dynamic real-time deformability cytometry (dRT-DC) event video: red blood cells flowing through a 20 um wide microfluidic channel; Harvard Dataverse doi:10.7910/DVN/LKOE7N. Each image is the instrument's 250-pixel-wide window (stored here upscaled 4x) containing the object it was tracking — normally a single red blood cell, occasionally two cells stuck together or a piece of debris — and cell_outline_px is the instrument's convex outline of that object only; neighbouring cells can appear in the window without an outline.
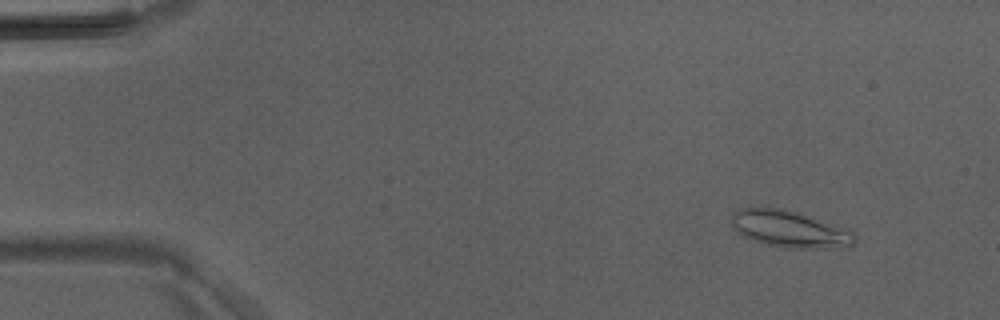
{"species": "Egyptian fruit bat (a non-hibernating species)", "species_latin": "Rousettus aegyptiacus", "temperature_condition": "room temperature", "stored_images_in_passage": 42, "camera_frame_rate_fps": 3000, "um_per_image_px": 0.085, "animal": {"sex": "male"}, "frame": {"image": 1, "passage_image": 2, "time_ms": 0.333, "image_size_px": [1000, 320], "cell_outline_px": [[824, 240], [768, 240], [756, 236], [748, 232], [748, 212], [780, 212], [796, 216], [808, 220], [824, 228]], "centroid_in_image_um": [66.57, 19.3], "position_along_channel_um": 18.4, "area_um2": 12.72}}
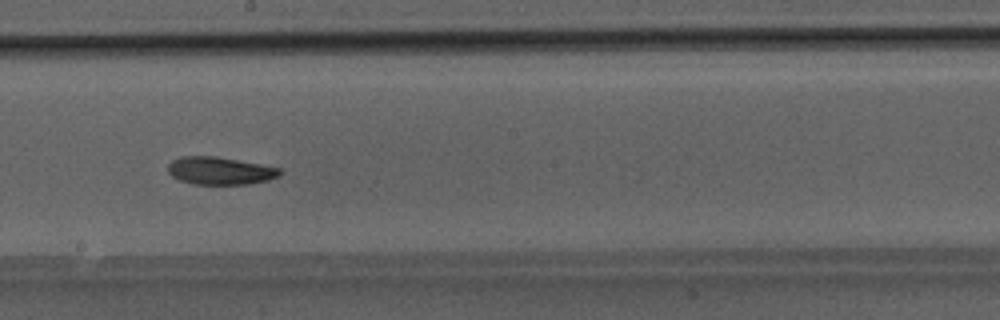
{"frame": {"image": 2, "passage_image": 23, "time_ms": 7.333, "image_size_px": [1000, 320], "cell_outline_px": [[280, 172], [276, 176], [260, 180], [236, 184], [204, 184], [184, 180], [176, 176], [168, 168], [176, 160], [192, 156], [200, 156], [232, 160], [276, 168]], "centroid_in_image_um": [18.68, 14.52], "position_along_channel_um": 229.5, "area_um2": 15.9}}
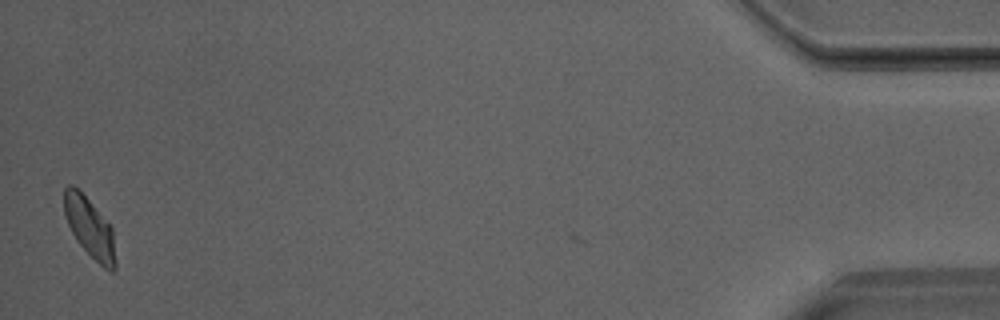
{"frame": {"image": 3, "passage_image": 42, "time_ms": 13.667, "image_size_px": [1000, 320], "cell_outline_px": [[112, 268], [96, 260], [84, 248], [76, 236], [68, 220], [64, 208], [64, 188], [76, 188], [84, 196], [108, 224], [112, 232]], "centroid_in_image_um": [7.55, 19.24], "position_along_channel_um": 427.6, "area_um2": 15.49}}